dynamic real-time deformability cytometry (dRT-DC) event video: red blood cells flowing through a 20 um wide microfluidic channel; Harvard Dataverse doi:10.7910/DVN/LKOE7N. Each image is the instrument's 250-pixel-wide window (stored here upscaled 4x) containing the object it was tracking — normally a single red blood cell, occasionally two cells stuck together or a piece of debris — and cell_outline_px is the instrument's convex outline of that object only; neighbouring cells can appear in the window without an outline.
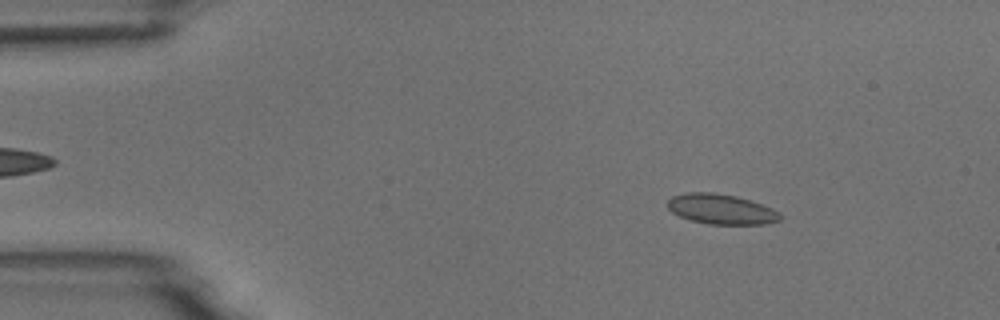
{"species": "common noctule bat (a hibernating species)", "species_latin": "Nyctalus noctula", "temperature_condition": "room temperature", "stored_images_in_passage": 53, "camera_frame_rate_fps": 3000, "um_per_image_px": 0.085, "animal": {"sex": "male", "body_mass_g": 18.8}, "frame": {"image": 1, "passage_image": 7, "time_ms": 2.0, "image_size_px": [1000, 320], "cell_outline_px": [[780, 220], [764, 224], [708, 224], [692, 220], [680, 216], [672, 212], [668, 208], [668, 200], [672, 196], [688, 192], [712, 192], [736, 196], [752, 200], [772, 208], [780, 216]], "centroid_in_image_um": [61.28, 17.77], "position_along_channel_um": 23.7, "area_um2": 19.59}}
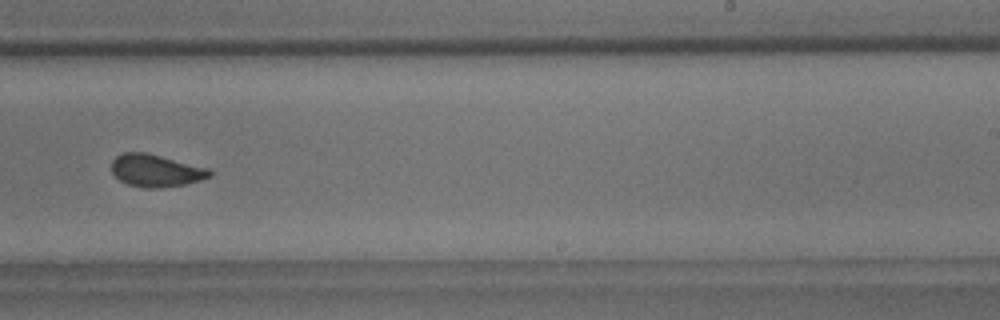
{"frame": {"image": 2, "passage_image": 33, "time_ms": 10.667, "image_size_px": [1000, 320], "cell_outline_px": [[212, 176], [200, 180], [184, 184], [160, 188], [144, 188], [128, 184], [120, 180], [112, 172], [112, 160], [116, 156], [124, 152], [144, 152], [208, 168], [212, 172]], "centroid_in_image_um": [13.23, 14.5], "position_along_channel_um": 275.8, "area_um2": 18.32}}
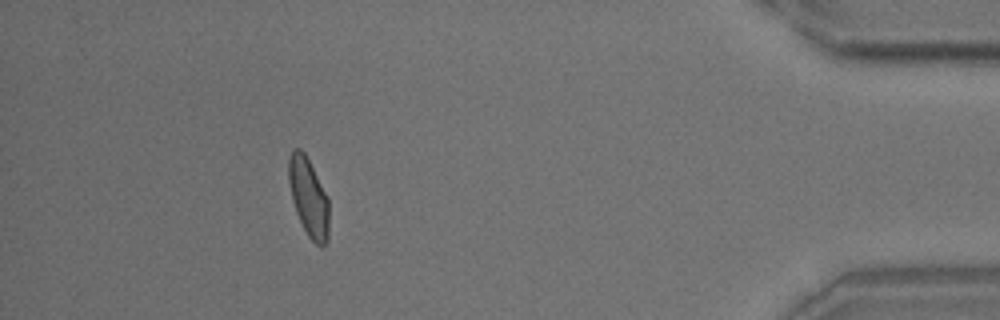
{"frame": {"image": 3, "passage_image": 48, "time_ms": 15.667, "image_size_px": [1000, 320], "cell_outline_px": [[328, 240], [324, 244], [316, 244], [308, 236], [296, 212], [292, 200], [288, 180], [288, 156], [292, 148], [300, 148], [304, 152], [328, 196]], "centroid_in_image_um": [26.21, 16.71], "position_along_channel_um": 409.0, "area_um2": 18.38}, "authors_computed_cell_mechanics": {"area_um2": 18.785, "velocity_mm_per_s": 3.7411, "shape_relaxation_time_tau1_ms": 5.8962, "shape_relaxation_time_tau2_ms": 1.0175, "deformation_change_tau1": 0.1233, "deformation_change_tau2": 0.0663}}